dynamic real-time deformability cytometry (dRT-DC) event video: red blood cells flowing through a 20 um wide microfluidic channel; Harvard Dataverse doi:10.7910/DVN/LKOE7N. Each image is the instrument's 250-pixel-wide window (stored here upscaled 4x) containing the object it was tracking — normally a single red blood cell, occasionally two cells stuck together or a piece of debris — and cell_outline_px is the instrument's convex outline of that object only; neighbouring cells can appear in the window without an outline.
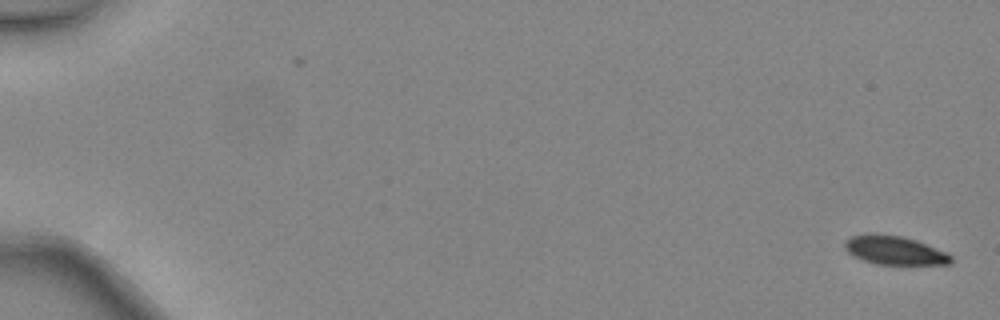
{"species": "common noctule bat (a hibernating species)", "species_latin": "Nyctalus noctula", "temperature_condition": "warm", "stored_images_in_passage": 48, "camera_frame_rate_fps": 3000, "um_per_image_px": 0.085, "animal": {"sex": "female", "body_mass_g": 24.6, "forearm_length_mm": 56.2}, "frame": {"image": 1, "passage_image": 1, "time_ms": 0.0, "image_size_px": [1000, 320], "cell_outline_px": [[952, 264], [876, 264], [852, 256], [844, 248], [844, 240], [852, 236], [872, 232], [876, 232], [900, 236], [916, 240], [948, 252], [952, 256]], "centroid_in_image_um": [76.02, 21.26], "position_along_channel_um": 9.0, "area_um2": 18.03}}
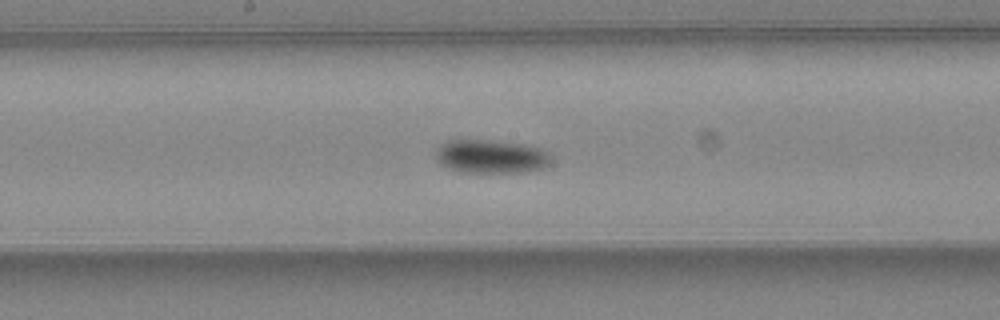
{"frame": {"image": 2, "passage_image": 27, "time_ms": 8.667, "image_size_px": [1000, 320], "cell_outline_px": [[552, 160], [544, 168], [524, 172], [460, 172], [448, 168], [440, 164], [436, 160], [436, 148], [440, 144], [448, 140], [500, 140], [524, 144], [540, 148], [552, 152]], "centroid_in_image_um": [41.76, 13.29], "position_along_channel_um": 206.4, "area_um2": 23.06}}
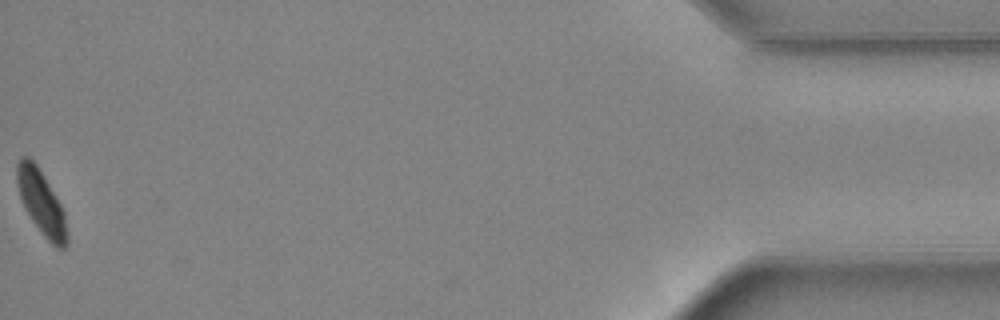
{"frame": {"image": 3, "passage_image": 48, "time_ms": 15.667, "image_size_px": [1000, 320], "cell_outline_px": [[68, 244], [64, 248], [56, 248], [44, 236], [32, 220], [24, 208], [20, 196], [16, 180], [16, 164], [20, 156], [28, 156], [36, 164], [60, 204], [64, 212], [68, 236]], "centroid_in_image_um": [3.5, 17.22], "position_along_channel_um": 431.7, "area_um2": 18.55}, "authors_computed_cell_mechanics": {"area_um2": 20.519, "velocity_mm_per_s": 4.4671, "shape_relaxation_time_tau1_ms": 2.362, "shape_relaxation_time_tau2_ms": null, "deformation_change_tau1": 0.0903, "deformation_change_tau2": null}}